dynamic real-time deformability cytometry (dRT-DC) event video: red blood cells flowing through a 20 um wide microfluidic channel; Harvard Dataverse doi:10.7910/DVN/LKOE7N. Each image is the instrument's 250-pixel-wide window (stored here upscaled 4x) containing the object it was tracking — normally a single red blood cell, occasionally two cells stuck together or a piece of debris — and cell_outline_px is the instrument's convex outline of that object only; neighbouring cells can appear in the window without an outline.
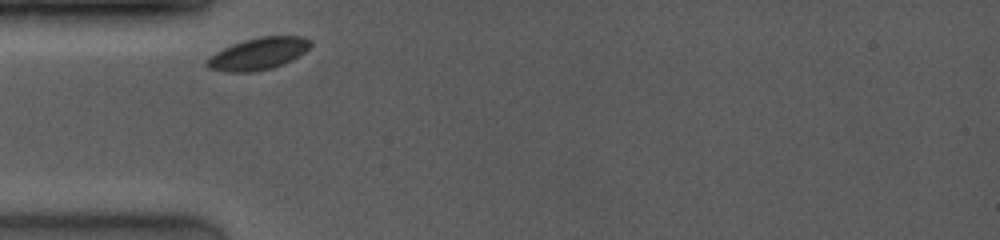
{"species": "common noctule bat (a hibernating species)", "species_latin": "Nyctalus noctula", "temperature_condition": "room temperature", "stored_images_in_passage": 3, "camera_frame_rate_fps": 4000, "um_per_image_px": 0.085, "animal": {"sex": "female", "body_mass_g": 19.0, "forearm_length_mm": 53.3}, "frame": {"image": 1, "passage_image": 1, "time_ms": 0.0, "image_size_px": [1000, 240], "cell_outline_px": [[312, 44], [304, 52], [292, 60], [284, 64], [272, 68], [252, 72], [228, 72], [208, 68], [204, 64], [204, 60], [216, 52], [232, 44], [244, 40], [260, 36], [304, 36], [312, 40]], "centroid_in_image_um": [21.95, 4.56], "position_along_channel_um": 63.1, "area_um2": 19.48}}